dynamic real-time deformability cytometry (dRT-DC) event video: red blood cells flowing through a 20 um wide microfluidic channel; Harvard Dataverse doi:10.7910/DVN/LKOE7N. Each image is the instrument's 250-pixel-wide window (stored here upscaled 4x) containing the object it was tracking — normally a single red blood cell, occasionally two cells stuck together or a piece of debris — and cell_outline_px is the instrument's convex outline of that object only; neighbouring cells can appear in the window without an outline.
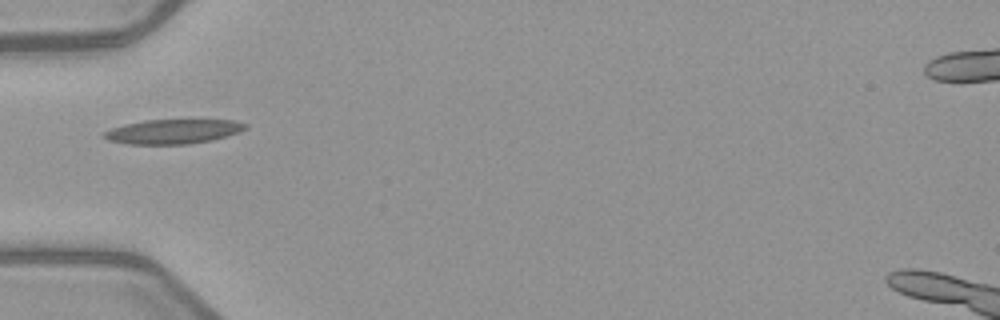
{"species": "common noctule bat (a hibernating species)", "species_latin": "Nyctalus noctula", "temperature_condition": "warm", "stored_images_in_passage": 5, "camera_frame_rate_fps": 3000, "um_per_image_px": 0.085, "animal": {"sex": "female", "body_mass_g": 21.9}, "frame": {"image": 1, "passage_image": 5, "time_ms": 5.333, "image_size_px": [1000, 320], "cell_outline_px": [[248, 128], [240, 132], [228, 136], [212, 140], [188, 144], [128, 144], [108, 140], [100, 136], [104, 132], [112, 128], [124, 124], [144, 120], [236, 120], [248, 124]], "centroid_in_image_um": [14.73, 11.18], "position_along_channel_um": 70.3, "area_um2": 20.35}}